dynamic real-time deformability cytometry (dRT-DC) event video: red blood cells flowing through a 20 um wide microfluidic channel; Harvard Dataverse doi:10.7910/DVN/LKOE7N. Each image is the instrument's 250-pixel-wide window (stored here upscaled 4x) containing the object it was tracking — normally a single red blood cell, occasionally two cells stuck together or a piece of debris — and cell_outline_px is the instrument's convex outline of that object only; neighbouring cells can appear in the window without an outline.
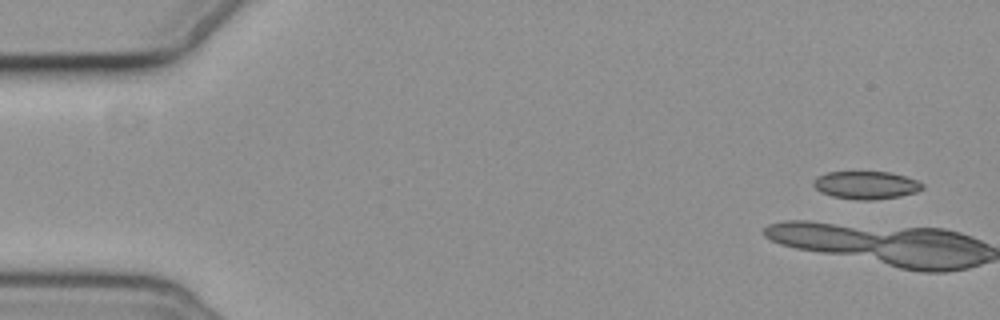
{"species": "common noctule bat (a hibernating species)", "species_latin": "Nyctalus noctula", "temperature_condition": "cold", "stored_images_in_passage": 5, "camera_frame_rate_fps": 3000, "um_per_image_px": 0.085, "animal": {"sex": "female", "body_mass_g": 19.3, "forearm_length_mm": 54.1}, "frame": {"image": 1, "passage_image": 1, "time_ms": 0.0, "image_size_px": [1000, 320], "cell_outline_px": [[924, 188], [916, 192], [900, 196], [872, 200], [860, 200], [832, 196], [820, 192], [812, 184], [812, 180], [816, 176], [828, 172], [892, 172], [916, 180], [924, 184]], "centroid_in_image_um": [73.6, 15.73], "position_along_channel_um": 11.4, "area_um2": 17.74}}